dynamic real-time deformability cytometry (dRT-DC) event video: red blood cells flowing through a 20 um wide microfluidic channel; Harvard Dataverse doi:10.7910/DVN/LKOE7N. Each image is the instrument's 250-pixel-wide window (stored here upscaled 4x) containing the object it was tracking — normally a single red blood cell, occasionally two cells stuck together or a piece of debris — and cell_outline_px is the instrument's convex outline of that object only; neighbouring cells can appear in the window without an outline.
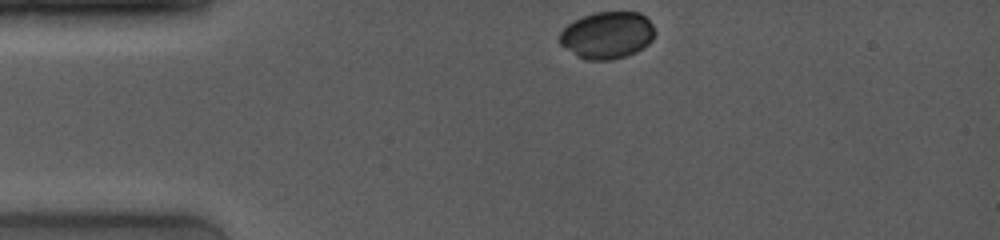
{"species": "common noctule bat (a hibernating species)", "species_latin": "Nyctalus noctula", "temperature_condition": "room temperature", "stored_images_in_passage": 31, "camera_frame_rate_fps": 4000, "um_per_image_px": 0.085, "animal": {"sex": "female", "body_mass_g": 19.0, "forearm_length_mm": 53.3}, "frame": {"image": 1, "passage_image": 1, "time_ms": 0.0, "image_size_px": [1000, 240], "cell_outline_px": [[656, 32], [652, 40], [648, 44], [636, 52], [612, 60], [588, 60], [576, 56], [560, 44], [560, 32], [568, 24], [584, 16], [596, 12], [640, 12], [652, 24]], "centroid_in_image_um": [51.62, 2.99], "position_along_channel_um": 33.4, "area_um2": 26.01}}
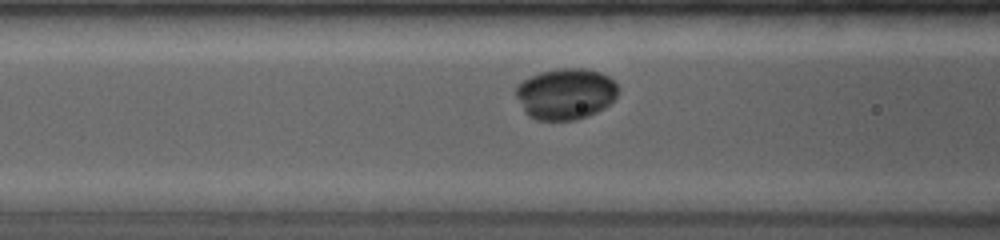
{"frame": {"image": 2, "passage_image": 11, "time_ms": 3.25, "image_size_px": [1000, 240], "cell_outline_px": [[620, 88], [616, 96], [604, 108], [588, 116], [576, 120], [536, 120], [528, 116], [524, 112], [516, 96], [516, 84], [528, 76], [540, 72], [560, 68], [584, 68], [600, 72], [608, 76]], "centroid_in_image_um": [48.05, 7.97], "position_along_channel_um": 118.6, "area_um2": 30.75}}
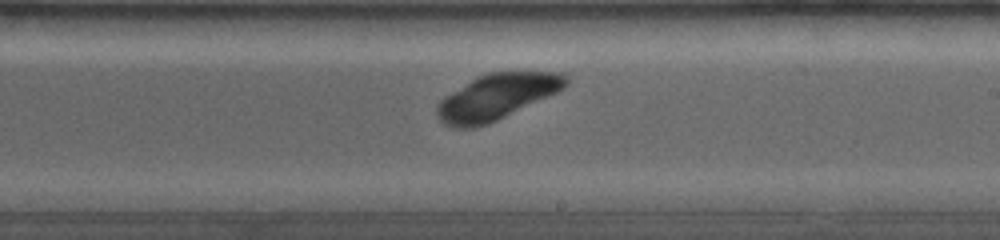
{"frame": {"image": 3, "passage_image": 22, "time_ms": 6.5, "image_size_px": [1000, 240], "cell_outline_px": [[568, 84], [564, 88], [556, 92], [488, 124], [472, 128], [452, 128], [444, 124], [436, 116], [436, 104], [444, 96], [476, 76], [488, 72], [560, 72], [568, 76]], "centroid_in_image_um": [42.16, 8.23], "position_along_channel_um": 246.8, "area_um2": 34.22}}